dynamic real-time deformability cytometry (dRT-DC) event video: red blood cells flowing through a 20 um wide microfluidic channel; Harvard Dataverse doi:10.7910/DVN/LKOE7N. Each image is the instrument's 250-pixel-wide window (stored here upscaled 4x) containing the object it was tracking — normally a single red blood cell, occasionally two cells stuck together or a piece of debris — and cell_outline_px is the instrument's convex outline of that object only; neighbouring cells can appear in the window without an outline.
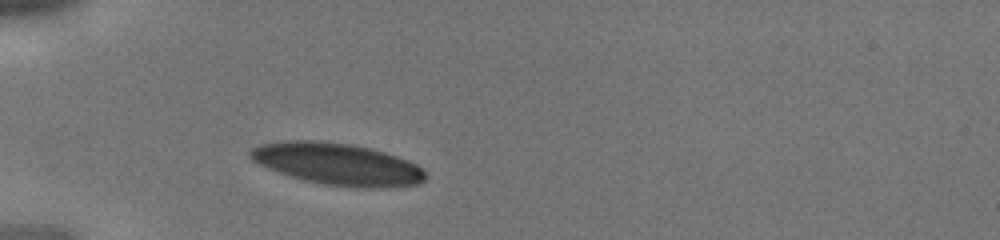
{"species": "human", "species_latin": "Homo sapiens", "temperature_condition": "cold", "stored_images_in_passage": 25, "camera_frame_rate_fps": 3000, "um_per_image_px": 0.085, "donor": {"sex": "male"}, "frame": {"image": 1, "passage_image": 1, "time_ms": 0.0, "image_size_px": [1000, 240], "cell_outline_px": [[428, 176], [420, 184], [388, 188], [356, 188], [324, 184], [304, 180], [288, 176], [268, 168], [252, 160], [248, 156], [248, 152], [252, 148], [260, 144], [284, 140], [320, 140], [352, 144], [384, 152], [408, 160], [416, 164]], "centroid_in_image_um": [28.68, 13.95], "position_along_channel_um": 56.3, "area_um2": 43.12}}
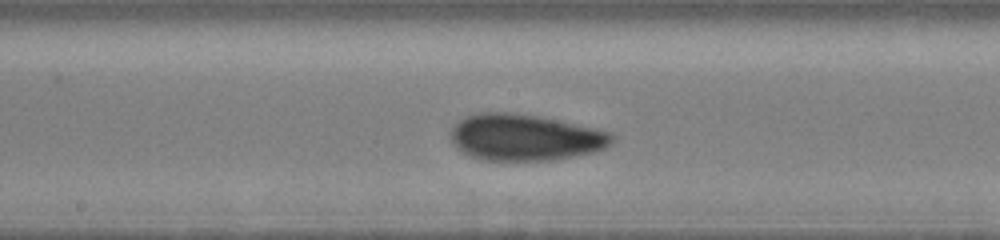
{"frame": {"image": 2, "passage_image": 11, "time_ms": 3.333, "image_size_px": [1000, 240], "cell_outline_px": [[616, 140], [604, 148], [592, 152], [556, 160], [484, 160], [472, 156], [456, 148], [452, 140], [452, 128], [464, 116], [480, 112], [508, 112], [540, 116], [596, 128], [612, 132], [616, 136]], "centroid_in_image_um": [44.67, 11.67], "position_along_channel_um": 203.5, "area_um2": 43.7}}
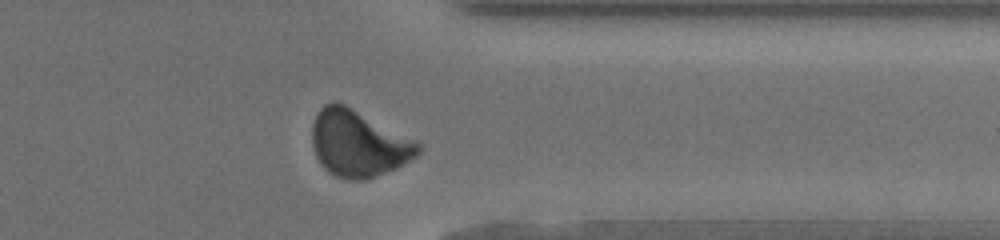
{"frame": {"image": 3, "passage_image": 22, "time_ms": 7.0, "image_size_px": [1000, 240], "cell_outline_px": [[420, 152], [416, 156], [404, 164], [396, 168], [364, 180], [352, 180], [336, 176], [328, 172], [320, 164], [316, 156], [312, 144], [312, 124], [316, 112], [324, 104], [344, 104], [416, 140], [420, 144]], "centroid_in_image_um": [30.45, 12.21], "position_along_channel_um": 381.0, "area_um2": 40.81}}